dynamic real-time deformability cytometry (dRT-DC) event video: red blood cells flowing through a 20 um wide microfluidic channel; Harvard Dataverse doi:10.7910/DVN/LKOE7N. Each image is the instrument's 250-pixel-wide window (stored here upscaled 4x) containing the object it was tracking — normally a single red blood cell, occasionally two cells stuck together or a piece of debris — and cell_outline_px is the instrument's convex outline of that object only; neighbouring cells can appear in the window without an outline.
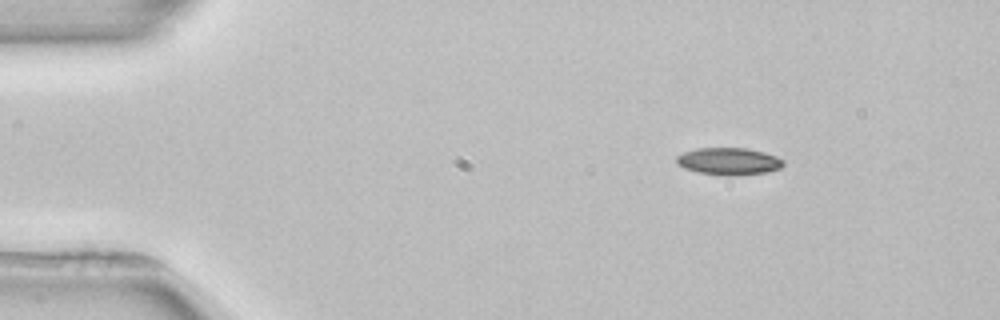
{"species": "common noctule bat (a hibernating species)", "species_latin": "Nyctalus noctula", "temperature_condition": "room temperature", "stored_images_in_passage": 2, "camera_frame_rate_fps": 3000, "um_per_image_px": 0.085, "animal": {"sex": "female", "body_mass_g": 22.7, "forearm_length_mm": 54.2}, "frame": {"image": 1, "passage_image": 1, "time_ms": 0.0, "image_size_px": [1000, 320], "cell_outline_px": [[784, 164], [780, 168], [764, 172], [732, 176], [724, 176], [700, 172], [684, 168], [676, 164], [676, 156], [684, 152], [696, 148], [748, 148], [764, 152], [776, 156], [784, 160]], "centroid_in_image_um": [61.93, 13.7], "position_along_channel_um": 23.1, "area_um2": 16.94}}